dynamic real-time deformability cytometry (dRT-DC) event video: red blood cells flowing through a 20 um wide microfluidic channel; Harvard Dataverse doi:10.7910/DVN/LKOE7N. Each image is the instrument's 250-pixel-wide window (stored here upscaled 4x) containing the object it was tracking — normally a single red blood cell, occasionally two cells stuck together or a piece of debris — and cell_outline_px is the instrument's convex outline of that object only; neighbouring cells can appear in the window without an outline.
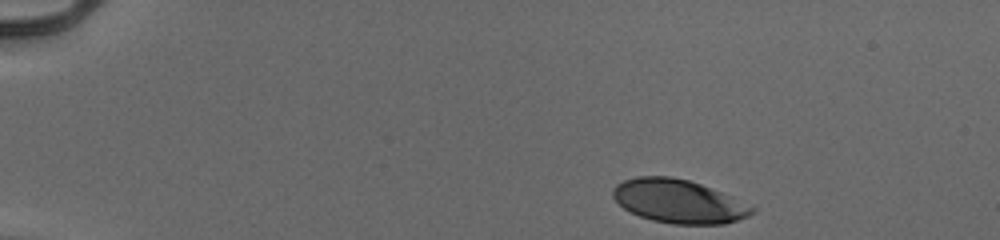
{"species": "human", "species_latin": "Homo sapiens", "temperature_condition": "cold", "stored_images_in_passage": 39, "camera_frame_rate_fps": 3000, "um_per_image_px": 0.085, "donor": {"sex": "male"}, "frame": {"image": 1, "passage_image": 1, "time_ms": 0.0, "image_size_px": [1000, 240], "cell_outline_px": [[756, 212], [748, 216], [724, 224], [672, 224], [652, 220], [640, 216], [624, 208], [612, 196], [612, 188], [616, 184], [624, 180], [636, 176], [672, 176], [688, 180], [700, 184], [720, 192], [756, 208]], "centroid_in_image_um": [57.65, 17.11], "position_along_channel_um": 27.3, "area_um2": 35.03}}
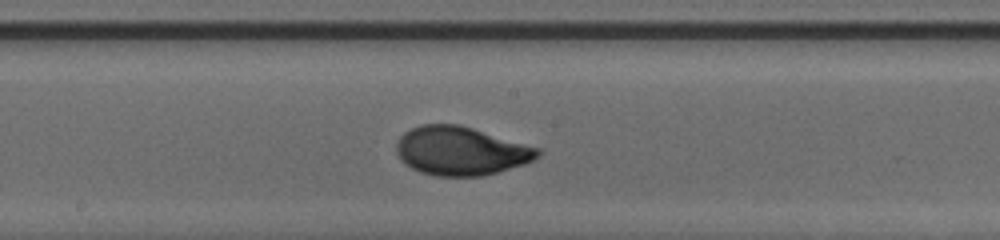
{"frame": {"image": 2, "passage_image": 23, "time_ms": 7.333, "image_size_px": [1000, 240], "cell_outline_px": [[540, 156], [524, 164], [496, 172], [480, 176], [436, 176], [420, 172], [404, 164], [396, 152], [396, 144], [400, 136], [404, 132], [420, 124], [460, 124], [540, 148]], "centroid_in_image_um": [39.15, 12.82], "position_along_channel_um": 209.1, "area_um2": 40.06}}
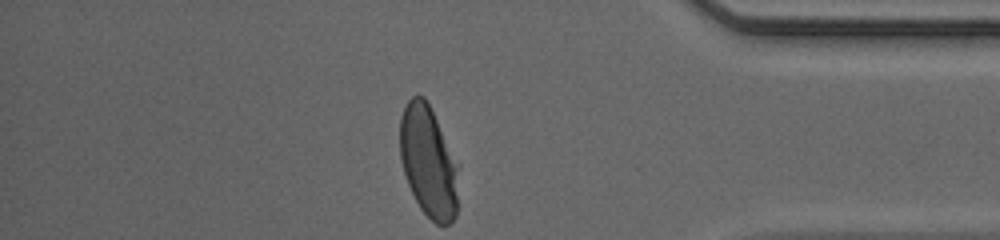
{"frame": {"image": 3, "passage_image": 39, "time_ms": 12.667, "image_size_px": [1000, 240], "cell_outline_px": [[460, 164], [456, 216], [448, 224], [436, 224], [420, 208], [408, 184], [404, 172], [400, 156], [400, 116], [408, 100], [412, 96], [424, 96]], "centroid_in_image_um": [36.45, 13.74], "position_along_channel_um": 398.8, "area_um2": 38.26}, "authors_computed_cell_mechanics": {"area_um2": 38.8416, "velocity_mm_per_s": 3.9415, "shape_relaxation_time_tau1_ms": 3.0821, "shape_relaxation_time_tau2_ms": null, "deformation_change_tau1": 0.1647, "deformation_change_tau2": null}}